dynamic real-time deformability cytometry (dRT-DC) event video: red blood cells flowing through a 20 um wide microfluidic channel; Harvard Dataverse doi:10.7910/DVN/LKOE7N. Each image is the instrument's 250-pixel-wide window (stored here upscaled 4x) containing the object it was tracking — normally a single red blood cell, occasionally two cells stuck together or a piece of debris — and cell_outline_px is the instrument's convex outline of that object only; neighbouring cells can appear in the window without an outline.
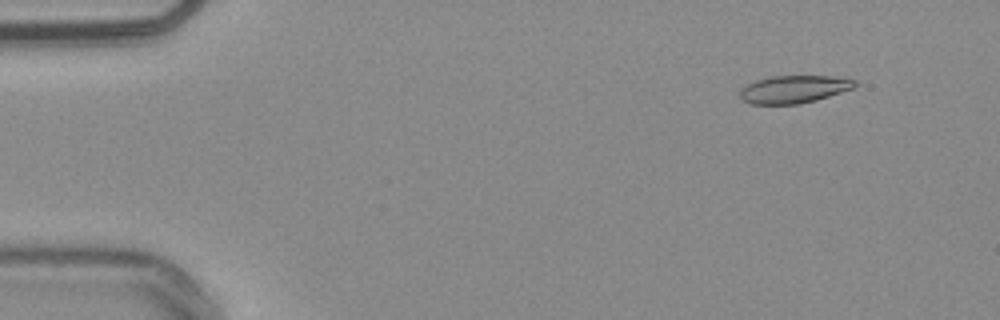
{"species": "common noctule bat (a hibernating species)", "species_latin": "Nyctalus noctula", "temperature_condition": "warm", "stored_images_in_passage": 53, "camera_frame_rate_fps": 3000, "um_per_image_px": 0.085, "animal": {"sex": "male", "body_mass_g": 20.4}, "frame": {"image": 1, "passage_image": 5, "time_ms": 1.333, "image_size_px": [1000, 320], "cell_outline_px": [[856, 84], [852, 88], [816, 100], [800, 104], [748, 104], [740, 100], [740, 88], [756, 80], [772, 76], [832, 76], [856, 80]], "centroid_in_image_um": [67.42, 7.59], "position_along_channel_um": 17.6, "area_um2": 18.5}}
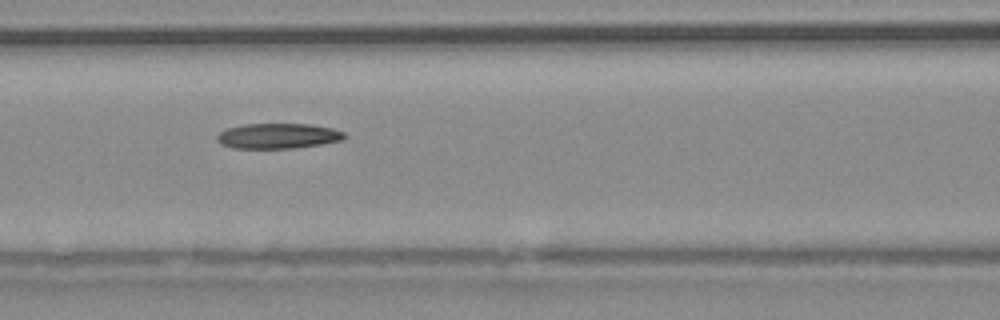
{"frame": {"image": 2, "passage_image": 23, "time_ms": 7.333, "image_size_px": [1000, 320], "cell_outline_px": [[348, 136], [340, 140], [320, 144], [292, 148], [236, 148], [220, 144], [216, 140], [216, 136], [220, 132], [228, 128], [244, 124], [308, 124], [332, 128], [344, 132]], "centroid_in_image_um": [23.61, 11.55], "position_along_channel_um": 143.0, "area_um2": 18.61}}
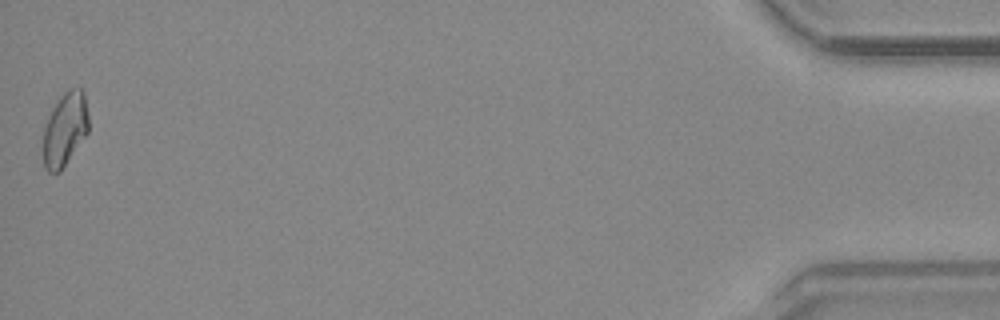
{"frame": {"image": 3, "passage_image": 53, "time_ms": 17.333, "image_size_px": [1000, 320], "cell_outline_px": [[88, 132], [60, 172], [48, 172], [44, 168], [44, 124], [52, 108], [60, 96], [68, 88], [80, 88], [84, 92], [88, 116]], "centroid_in_image_um": [5.52, 10.97], "position_along_channel_um": 429.7, "area_um2": 19.42}}